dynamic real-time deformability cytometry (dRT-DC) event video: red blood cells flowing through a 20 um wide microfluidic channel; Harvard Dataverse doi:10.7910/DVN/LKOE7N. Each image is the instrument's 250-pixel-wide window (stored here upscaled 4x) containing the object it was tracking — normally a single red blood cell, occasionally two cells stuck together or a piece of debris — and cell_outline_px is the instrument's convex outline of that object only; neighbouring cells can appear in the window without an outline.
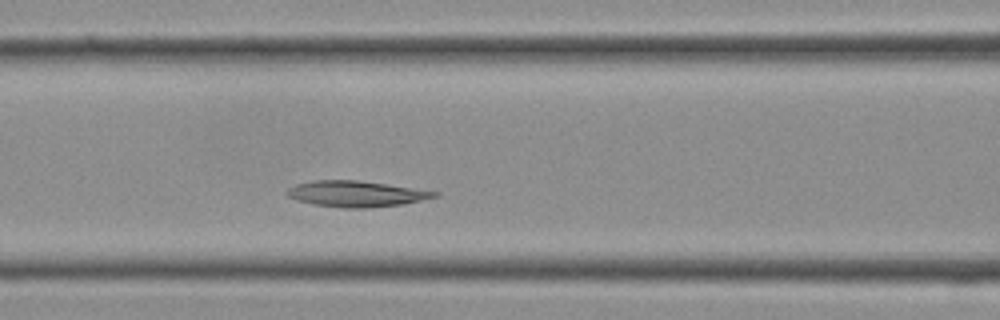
{"species": "Egyptian fruit bat (a non-hibernating species)", "species_latin": "Rousettus aegyptiacus", "temperature_condition": "cold", "stored_images_in_passage": 11, "camera_frame_rate_fps": 3000, "um_per_image_px": 0.085, "frame": {"image": 1, "passage_image": 7, "time_ms": 2.0, "image_size_px": [1000, 320], "cell_outline_px": [[440, 196], [404, 204], [368, 208], [348, 208], [312, 204], [296, 200], [288, 196], [284, 192], [288, 188], [296, 184], [312, 180], [356, 180], [440, 192]], "centroid_in_image_um": [30.25, 16.48], "position_along_channel_um": 136.4, "area_um2": 22.25}}
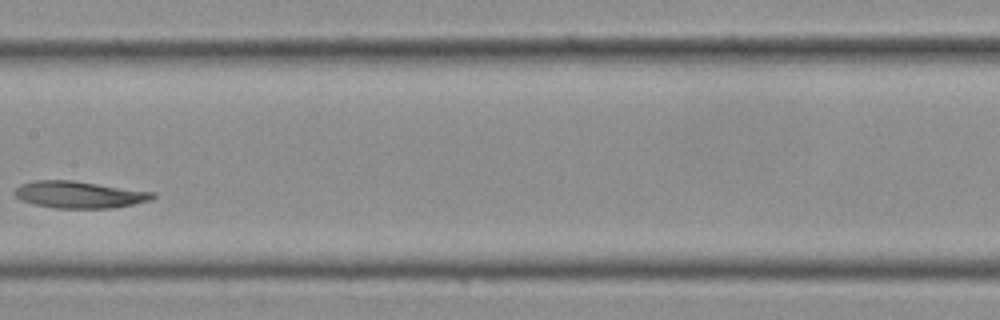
{"frame": {"image": 2, "passage_image": 10, "time_ms": 3.0, "image_size_px": [1000, 320], "cell_outline_px": [[156, 196], [152, 200], [112, 208], [56, 208], [36, 204], [20, 200], [12, 192], [20, 184], [32, 180], [72, 180], [156, 192]], "centroid_in_image_um": [6.74, 16.53], "position_along_channel_um": 200.7, "area_um2": 21.73}}